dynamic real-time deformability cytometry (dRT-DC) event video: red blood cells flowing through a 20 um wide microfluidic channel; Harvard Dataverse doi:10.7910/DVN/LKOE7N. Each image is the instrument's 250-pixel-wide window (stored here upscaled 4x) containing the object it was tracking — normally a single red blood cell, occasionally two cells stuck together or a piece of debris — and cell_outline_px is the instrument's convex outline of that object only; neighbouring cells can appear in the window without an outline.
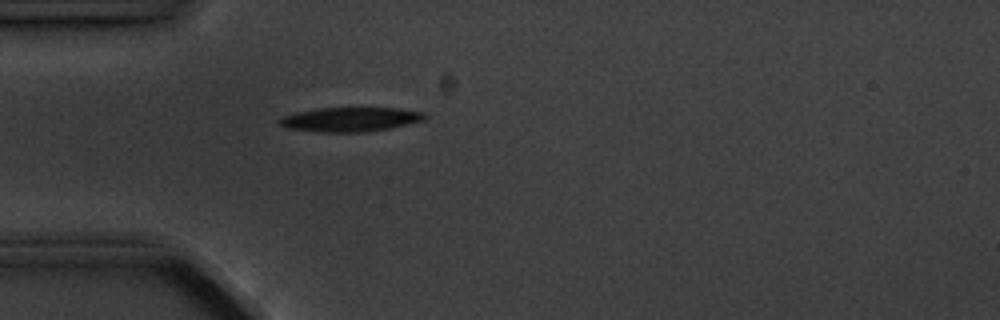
{"species": "common noctule bat (a hibernating species)", "species_latin": "Nyctalus noctula", "temperature_condition": "cold", "stored_images_in_passage": 1, "camera_frame_rate_fps": 3000, "um_per_image_px": 0.085, "animal": {"sex": "male", "body_mass_g": 20.1, "forearm_length_mm": 53.5}, "frame": {"image": 1, "passage_image": 1, "time_ms": 0.0, "image_size_px": [1000, 320], "cell_outline_px": [[428, 116], [424, 120], [392, 128], [364, 132], [320, 132], [288, 128], [280, 124], [276, 120], [284, 116], [296, 112], [316, 108], [400, 108], [424, 112]], "centroid_in_image_um": [29.81, 10.14], "position_along_channel_um": 55.2, "area_um2": 20.69}}